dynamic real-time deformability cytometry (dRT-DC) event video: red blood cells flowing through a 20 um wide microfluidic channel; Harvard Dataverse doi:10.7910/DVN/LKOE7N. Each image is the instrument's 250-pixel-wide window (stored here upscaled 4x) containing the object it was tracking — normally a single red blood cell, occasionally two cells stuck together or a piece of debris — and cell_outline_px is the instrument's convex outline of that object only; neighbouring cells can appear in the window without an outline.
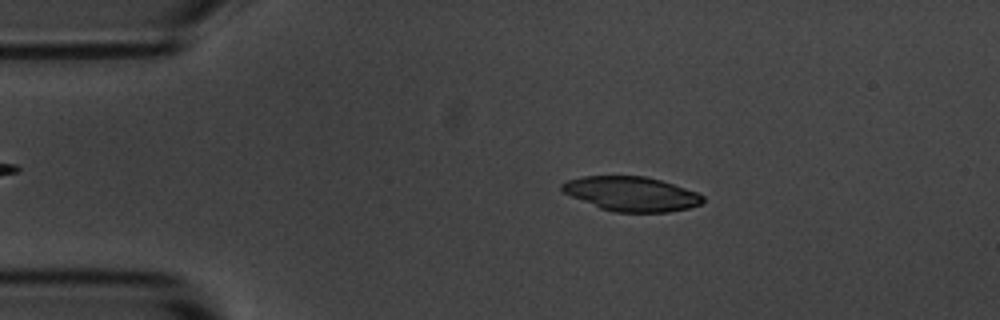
{"species": "common noctule bat (a hibernating species)", "species_latin": "Nyctalus noctula", "temperature_condition": "room temperature", "stored_images_in_passage": 3, "camera_frame_rate_fps": 3000, "um_per_image_px": 0.085, "animal": {"sex": "male", "body_mass_g": 20.1, "forearm_length_mm": 53.5}, "frame": {"image": 1, "passage_image": 2, "time_ms": 1.0, "image_size_px": [1000, 320], "cell_outline_px": [[704, 200], [700, 204], [688, 208], [668, 212], [616, 212], [600, 208], [572, 196], [564, 192], [560, 188], [560, 184], [568, 180], [584, 176], [644, 176], [660, 180], [696, 192], [704, 196]], "centroid_in_image_um": [53.66, 16.48], "position_along_channel_um": 31.3, "area_um2": 27.98}}